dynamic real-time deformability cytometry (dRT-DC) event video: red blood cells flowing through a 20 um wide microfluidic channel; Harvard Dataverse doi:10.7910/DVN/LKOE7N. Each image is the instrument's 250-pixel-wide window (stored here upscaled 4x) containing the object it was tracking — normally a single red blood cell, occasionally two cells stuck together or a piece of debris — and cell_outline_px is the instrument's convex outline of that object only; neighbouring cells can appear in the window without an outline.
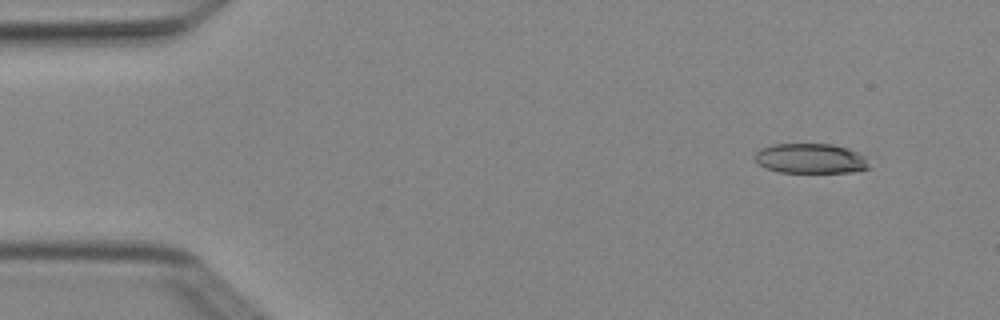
{"species": "Egyptian fruit bat (a non-hibernating species)", "species_latin": "Rousettus aegyptiacus", "temperature_condition": "cold", "stored_images_in_passage": 3, "camera_frame_rate_fps": 3000, "um_per_image_px": 0.085, "animal": {"sex": "female"}, "frame": {"image": 1, "passage_image": 1, "time_ms": 0.0, "image_size_px": [1000, 320], "cell_outline_px": [[868, 168], [852, 172], [780, 172], [764, 168], [756, 160], [756, 152], [760, 148], [772, 144], [832, 144], [848, 148], [864, 156], [868, 164]], "centroid_in_image_um": [68.87, 13.47], "position_along_channel_um": 16.1, "area_um2": 19.77}}